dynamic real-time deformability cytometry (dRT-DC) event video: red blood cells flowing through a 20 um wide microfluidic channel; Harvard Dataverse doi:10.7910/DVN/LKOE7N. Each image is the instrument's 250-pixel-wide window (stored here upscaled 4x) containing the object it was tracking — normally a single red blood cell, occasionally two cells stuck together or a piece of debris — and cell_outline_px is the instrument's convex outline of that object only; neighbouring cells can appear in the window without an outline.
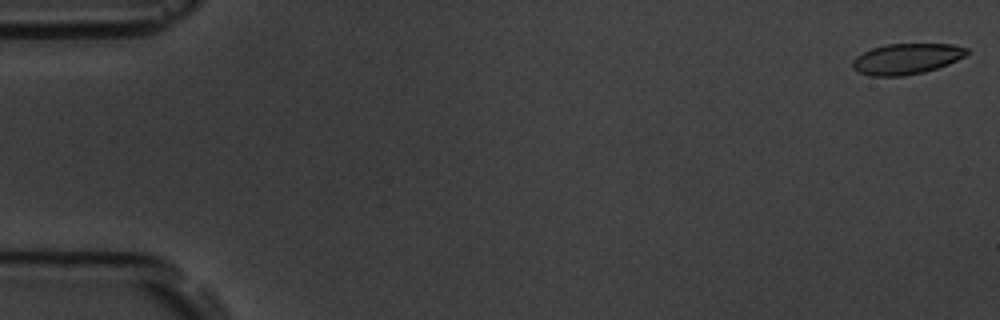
{"species": "common noctule bat (a hibernating species)", "species_latin": "Nyctalus noctula", "temperature_condition": "room temperature", "stored_images_in_passage": 9, "camera_frame_rate_fps": 3000, "um_per_image_px": 0.085, "animal": {"sex": "male", "body_mass_g": 19.5, "forearm_length_mm": 54.6}, "frame": {"image": 1, "passage_image": 1, "time_ms": 0.0, "image_size_px": [1000, 320], "cell_outline_px": [[968, 52], [964, 56], [948, 64], [924, 72], [904, 76], [872, 76], [860, 72], [852, 68], [852, 60], [856, 56], [872, 48], [888, 44], [952, 44], [968, 48]], "centroid_in_image_um": [77.04, 5.0], "position_along_channel_um": 8.0, "area_um2": 20.35}}
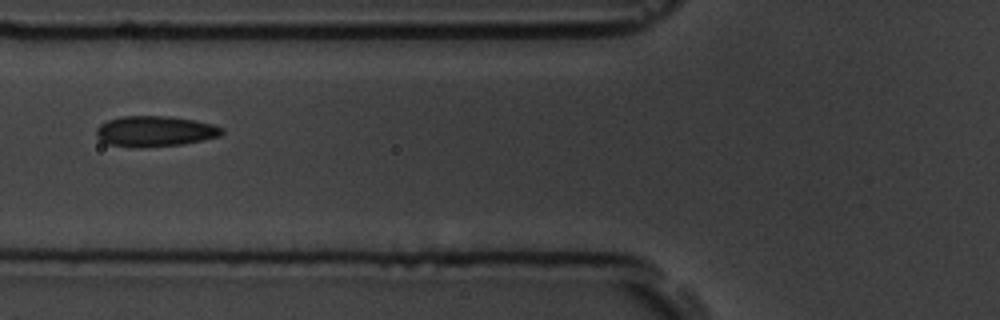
{"frame": {"image": 2, "passage_image": 7, "time_ms": 7.0, "image_size_px": [1000, 320], "cell_outline_px": [[224, 132], [220, 136], [204, 140], [180, 144], [132, 148], [108, 144], [100, 140], [96, 136], [96, 128], [100, 124], [108, 120], [120, 116], [168, 116], [196, 120], [212, 124], [224, 128]], "centroid_in_image_um": [13.16, 11.15], "position_along_channel_um": 112.6, "area_um2": 22.54}}
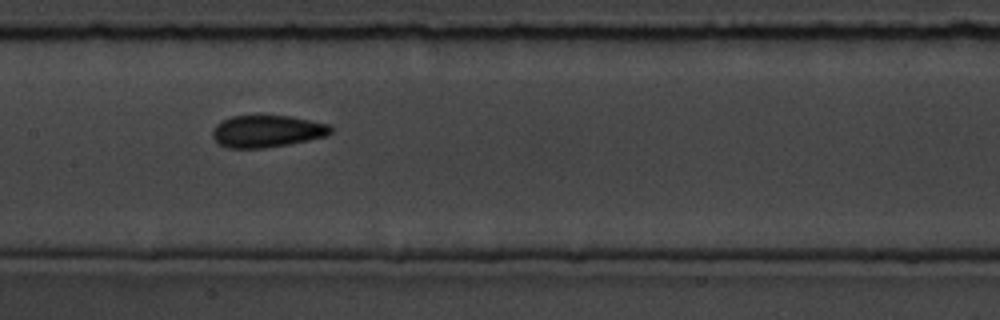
{"frame": {"image": 3, "passage_image": 9, "time_ms": 9.0, "image_size_px": [1000, 320], "cell_outline_px": [[332, 132], [328, 136], [288, 144], [264, 148], [228, 148], [220, 144], [212, 136], [212, 132], [216, 124], [232, 116], [292, 116], [328, 124], [332, 128]], "centroid_in_image_um": [22.72, 11.16], "position_along_channel_um": 184.7, "area_um2": 21.96}}